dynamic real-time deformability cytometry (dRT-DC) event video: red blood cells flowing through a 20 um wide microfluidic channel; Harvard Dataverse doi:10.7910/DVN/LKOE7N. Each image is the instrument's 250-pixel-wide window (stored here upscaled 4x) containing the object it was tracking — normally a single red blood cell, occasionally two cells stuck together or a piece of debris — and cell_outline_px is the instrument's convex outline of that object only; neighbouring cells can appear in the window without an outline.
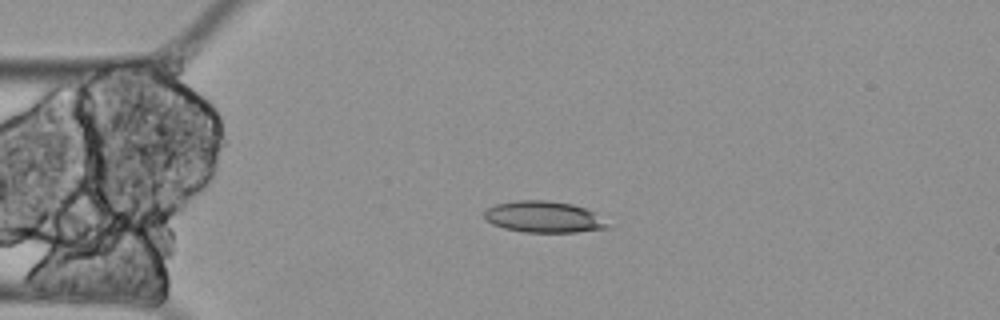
{"species": "Egyptian fruit bat (a non-hibernating species)", "species_latin": "Rousettus aegyptiacus", "temperature_condition": "cold", "stored_images_in_passage": 5, "camera_frame_rate_fps": 3000, "um_per_image_px": 0.085, "animal": {"sex": "female"}, "frame": {"image": 1, "passage_image": 1, "time_ms": 0.0, "image_size_px": [1000, 320], "cell_outline_px": [[608, 228], [576, 232], [524, 232], [504, 228], [492, 224], [484, 216], [484, 212], [488, 208], [496, 204], [516, 200], [548, 200], [572, 204], [584, 208], [592, 212], [608, 224]], "centroid_in_image_um": [46.18, 18.43], "position_along_channel_um": 38.8, "area_um2": 22.25}}
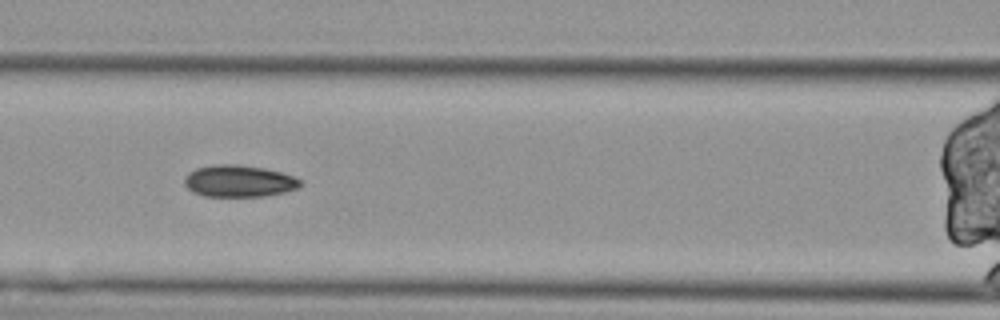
{"frame": {"image": 2, "passage_image": 4, "time_ms": 1.0, "image_size_px": [1000, 320], "cell_outline_px": [[300, 184], [296, 188], [284, 192], [264, 196], [204, 196], [192, 192], [184, 184], [184, 176], [188, 172], [196, 168], [212, 164], [240, 164], [264, 168], [280, 172], [292, 176], [300, 180]], "centroid_in_image_um": [20.24, 15.38], "position_along_channel_um": 146.4, "area_um2": 21.5}}
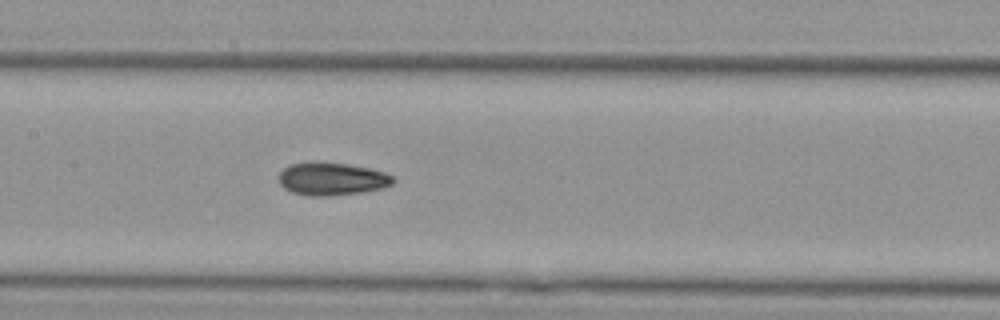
{"frame": {"image": 3, "passage_image": 5, "time_ms": 1.333, "image_size_px": [1000, 320], "cell_outline_px": [[396, 180], [392, 184], [384, 188], [364, 192], [332, 196], [308, 196], [292, 192], [284, 188], [280, 184], [280, 172], [284, 168], [292, 164], [312, 160], [348, 164], [368, 168], [384, 172], [392, 176]], "centroid_in_image_um": [28.22, 15.2], "position_along_channel_um": 179.2, "area_um2": 22.2}}